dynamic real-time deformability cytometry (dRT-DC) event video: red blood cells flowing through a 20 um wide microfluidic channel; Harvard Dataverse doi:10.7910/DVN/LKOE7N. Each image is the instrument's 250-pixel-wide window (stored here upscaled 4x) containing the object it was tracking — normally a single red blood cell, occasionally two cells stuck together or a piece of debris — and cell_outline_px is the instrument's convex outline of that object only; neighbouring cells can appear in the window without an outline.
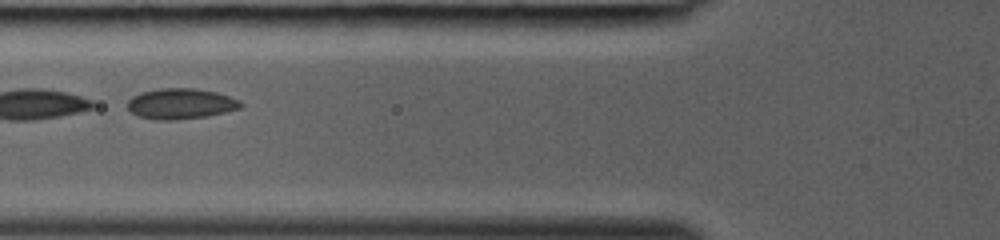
{"species": "common noctule bat (a hibernating species)", "species_latin": "Nyctalus noctula", "temperature_condition": "room temperature", "stored_images_in_passage": 27, "camera_frame_rate_fps": 3000, "um_per_image_px": 0.085, "animal": {"sex": "female", "body_mass_g": 19.0, "forearm_length_mm": 53.3}, "frame": {"image": 1, "passage_image": 5, "time_ms": 1.333, "image_size_px": [1000, 240], "cell_outline_px": [[244, 104], [240, 108], [224, 112], [204, 116], [176, 120], [156, 120], [140, 116], [132, 112], [128, 108], [128, 100], [132, 96], [140, 92], [160, 88], [196, 88], [216, 92], [240, 100]], "centroid_in_image_um": [15.36, 8.8], "position_along_channel_um": 110.4, "area_um2": 20.11}}